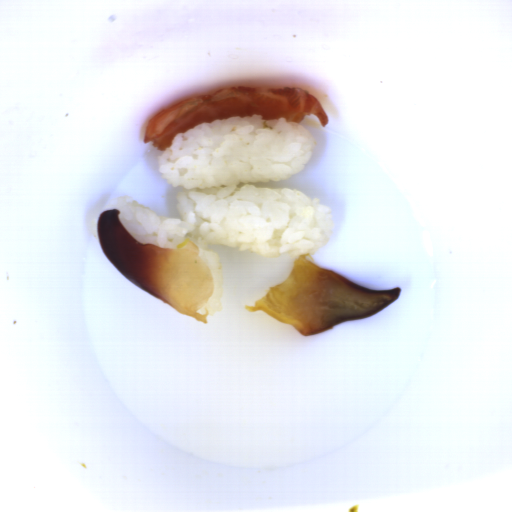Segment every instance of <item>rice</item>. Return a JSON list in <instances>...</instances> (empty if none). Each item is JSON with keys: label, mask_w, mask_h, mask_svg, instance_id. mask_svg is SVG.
Returning <instances> with one entry per match:
<instances>
[{"label": "rice", "mask_w": 512, "mask_h": 512, "mask_svg": "<svg viewBox=\"0 0 512 512\" xmlns=\"http://www.w3.org/2000/svg\"><path fill=\"white\" fill-rule=\"evenodd\" d=\"M316 142L299 123L261 114L232 116L174 135L158 156L161 177L174 187L180 218L164 217L122 194L123 229L142 245L184 249L194 243L208 267L213 292L200 313L221 311L223 268L207 245H225L262 258L305 256L321 250L336 230L320 199L299 190L258 188L254 183L289 179L310 161Z\"/></svg>", "instance_id": "652b925c"}]
</instances>
